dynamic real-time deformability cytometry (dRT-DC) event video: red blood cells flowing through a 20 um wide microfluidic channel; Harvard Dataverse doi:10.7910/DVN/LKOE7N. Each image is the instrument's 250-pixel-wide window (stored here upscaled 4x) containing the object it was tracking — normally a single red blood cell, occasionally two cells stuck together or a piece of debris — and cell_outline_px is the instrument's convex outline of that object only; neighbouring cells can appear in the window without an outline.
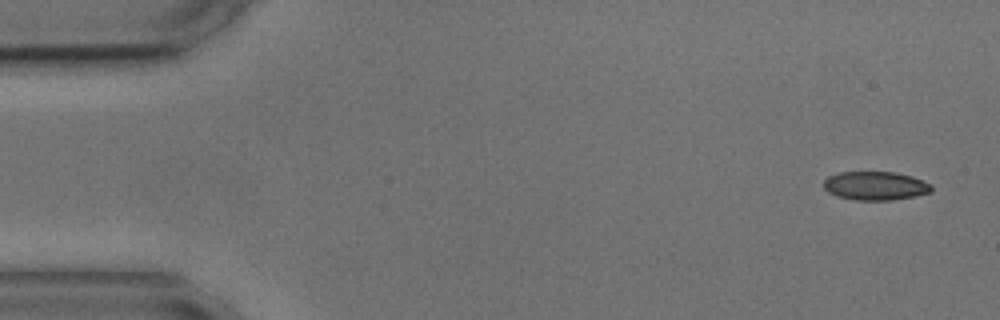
{"species": "common noctule bat (a hibernating species)", "species_latin": "Nyctalus noctula", "temperature_condition": "cold", "stored_images_in_passage": 2, "camera_frame_rate_fps": 3000, "um_per_image_px": 0.085, "animal": {"sex": "male", "body_mass_g": 17.9, "forearm_length_mm": 54.2}, "frame": {"image": 1, "passage_image": 1, "time_ms": 0.0, "image_size_px": [1000, 320], "cell_outline_px": [[932, 192], [916, 196], [892, 200], [856, 200], [836, 196], [828, 192], [824, 188], [824, 180], [828, 176], [840, 172], [896, 172], [912, 176], [932, 184]], "centroid_in_image_um": [74.42, 15.79], "position_along_channel_um": 10.6, "area_um2": 18.15}}